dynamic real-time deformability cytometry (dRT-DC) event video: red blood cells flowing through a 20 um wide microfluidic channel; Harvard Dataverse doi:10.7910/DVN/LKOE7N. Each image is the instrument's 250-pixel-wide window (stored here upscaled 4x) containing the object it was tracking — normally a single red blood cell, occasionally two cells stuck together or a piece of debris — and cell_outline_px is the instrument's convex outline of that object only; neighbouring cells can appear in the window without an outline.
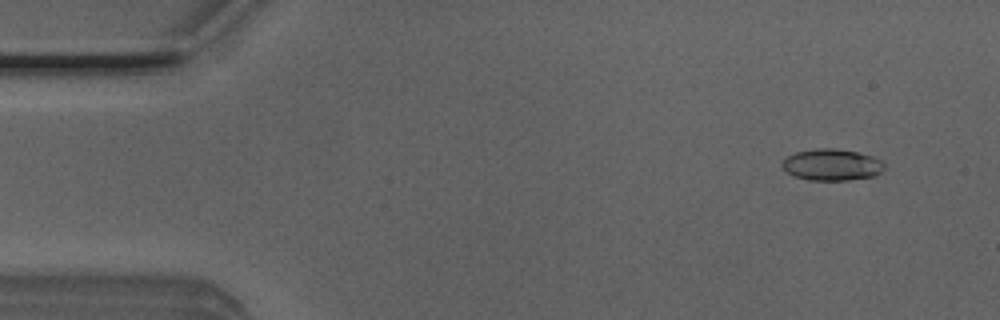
{"species": "Egyptian fruit bat (a non-hibernating species)", "species_latin": "Rousettus aegyptiacus", "temperature_condition": "room temperature", "stored_images_in_passage": 46, "camera_frame_rate_fps": 3000, "um_per_image_px": 0.085, "animal": {"sex": "male"}, "frame": {"image": 1, "passage_image": 4, "time_ms": 1.0, "image_size_px": [1000, 320], "cell_outline_px": [[884, 168], [880, 172], [872, 176], [848, 180], [808, 180], [792, 176], [780, 164], [788, 156], [796, 152], [816, 148], [836, 148], [856, 152], [872, 156], [880, 160], [884, 164]], "centroid_in_image_um": [70.68, 14.0], "position_along_channel_um": 14.3, "area_um2": 18.67}}
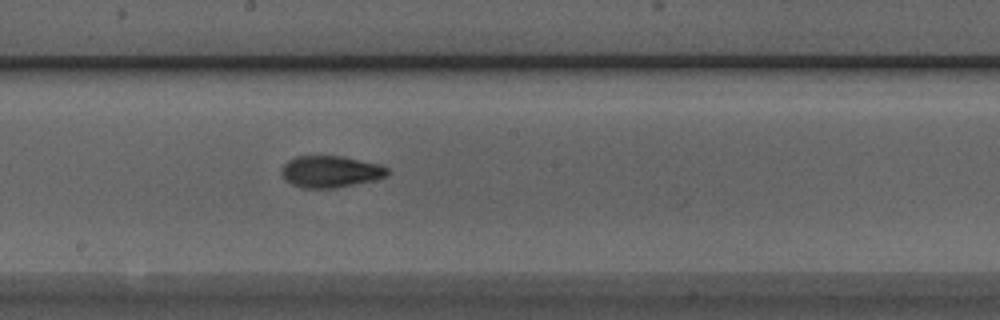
{"frame": {"image": 2, "passage_image": 27, "time_ms": 8.667, "image_size_px": [1000, 320], "cell_outline_px": [[388, 176], [372, 180], [336, 188], [300, 188], [284, 180], [280, 172], [284, 164], [288, 160], [296, 156], [344, 156], [380, 164], [388, 168]], "centroid_in_image_um": [28.07, 14.58], "position_along_channel_um": 220.1, "area_um2": 19.71}}
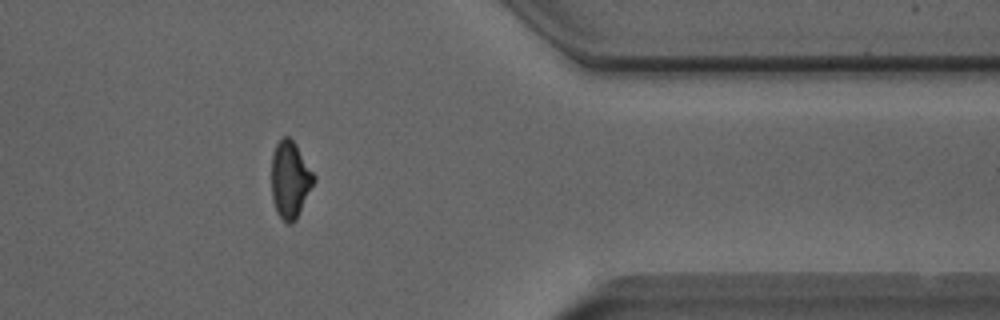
{"frame": {"image": 3, "passage_image": 41, "time_ms": 13.333, "image_size_px": [1000, 320], "cell_outline_px": [[316, 180], [296, 220], [292, 224], [288, 224], [276, 212], [272, 200], [272, 152], [276, 144], [284, 136], [288, 136], [296, 144], [316, 176]], "centroid_in_image_um": [24.67, 15.28], "position_along_channel_um": 386.7, "area_um2": 19.13}}